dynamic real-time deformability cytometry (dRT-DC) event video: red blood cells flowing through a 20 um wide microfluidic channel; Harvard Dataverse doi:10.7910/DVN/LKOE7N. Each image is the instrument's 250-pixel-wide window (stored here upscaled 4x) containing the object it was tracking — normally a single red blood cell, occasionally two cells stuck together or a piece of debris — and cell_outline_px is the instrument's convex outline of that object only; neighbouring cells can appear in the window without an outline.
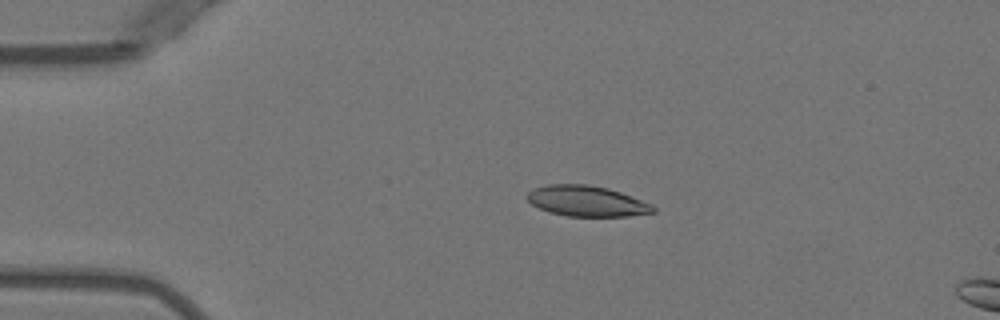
{"species": "Egyptian fruit bat (a non-hibernating species)", "species_latin": "Rousettus aegyptiacus", "temperature_condition": "warm", "stored_images_in_passage": 4, "segment_of_instrument_passage": [1, 2], "camera_frame_rate_fps": 3000, "um_per_image_px": 0.085, "animal": {"sex": "female"}, "frame": {"image": 1, "passage_image": 2, "time_ms": 2.0, "image_size_px": [1000, 320], "cell_outline_px": [[656, 212], [628, 216], [568, 216], [548, 212], [532, 204], [524, 196], [528, 192], [536, 188], [548, 184], [588, 184], [608, 188], [620, 192], [652, 204], [656, 208]], "centroid_in_image_um": [49.87, 17.09], "position_along_channel_um": 35.1, "area_um2": 22.48}}